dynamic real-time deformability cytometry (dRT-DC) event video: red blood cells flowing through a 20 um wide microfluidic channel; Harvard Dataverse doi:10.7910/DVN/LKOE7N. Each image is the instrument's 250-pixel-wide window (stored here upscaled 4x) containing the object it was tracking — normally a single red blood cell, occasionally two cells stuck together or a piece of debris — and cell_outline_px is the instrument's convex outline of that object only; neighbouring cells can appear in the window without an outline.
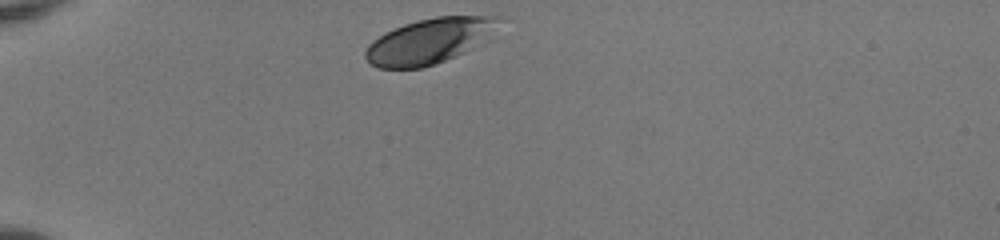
{"species": "human", "species_latin": "Homo sapiens", "temperature_condition": "room temperature", "stored_images_in_passage": 32, "camera_frame_rate_fps": 3000, "um_per_image_px": 0.085, "donor": {"sex": "female"}, "frame": {"image": 1, "passage_image": 1, "time_ms": 0.0, "image_size_px": [1000, 240], "cell_outline_px": [[500, 16], [496, 40], [436, 64], [420, 68], [380, 68], [372, 64], [364, 56], [364, 52], [368, 44], [372, 40], [384, 32], [404, 24], [436, 16]], "centroid_in_image_um": [36.62, 3.48], "position_along_channel_um": 48.4, "area_um2": 36.13}}
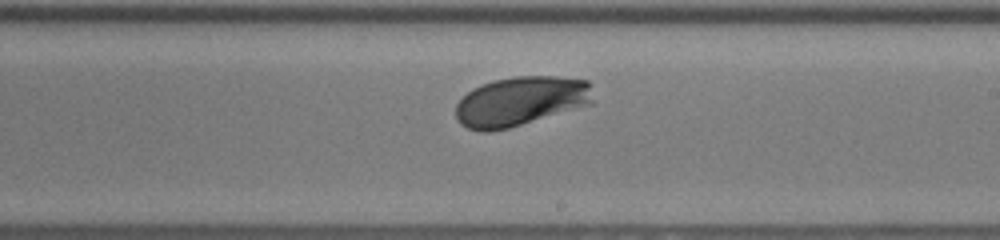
{"frame": {"image": 2, "passage_image": 19, "time_ms": 6.0, "image_size_px": [1000, 240], "cell_outline_px": [[592, 104], [508, 128], [488, 132], [480, 132], [468, 128], [460, 124], [456, 120], [456, 104], [472, 88], [492, 80], [512, 76], [556, 76], [588, 80], [592, 100]], "centroid_in_image_um": [44.22, 8.6], "position_along_channel_um": 244.8, "area_um2": 39.59}}
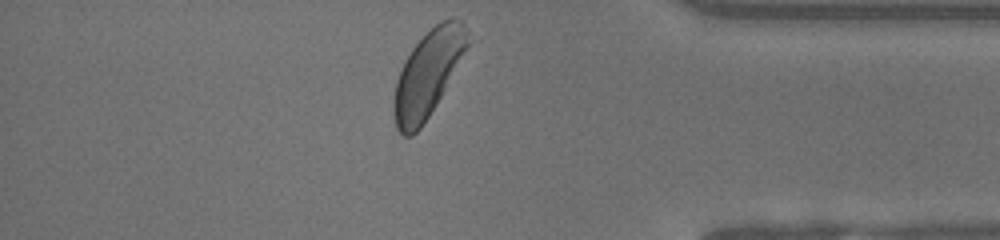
{"frame": {"image": 3, "passage_image": 32, "time_ms": 10.333, "image_size_px": [1000, 240], "cell_outline_px": [[468, 44], [440, 96], [428, 116], [420, 128], [412, 136], [404, 136], [396, 128], [392, 112], [392, 100], [396, 80], [404, 60], [412, 48], [440, 20], [452, 16], [460, 20], [464, 24]], "centroid_in_image_um": [36.3, 6.29], "position_along_channel_um": 398.9, "area_um2": 36.13}, "authors_computed_cell_mechanics": {"area_um2": 37.6567, "velocity_mm_per_s": 3.914, "shape_relaxation_time_tau1_ms": 1.5172, "shape_relaxation_time_tau2_ms": null, "deformation_change_tau1": 0.0973, "deformation_change_tau2": null}}